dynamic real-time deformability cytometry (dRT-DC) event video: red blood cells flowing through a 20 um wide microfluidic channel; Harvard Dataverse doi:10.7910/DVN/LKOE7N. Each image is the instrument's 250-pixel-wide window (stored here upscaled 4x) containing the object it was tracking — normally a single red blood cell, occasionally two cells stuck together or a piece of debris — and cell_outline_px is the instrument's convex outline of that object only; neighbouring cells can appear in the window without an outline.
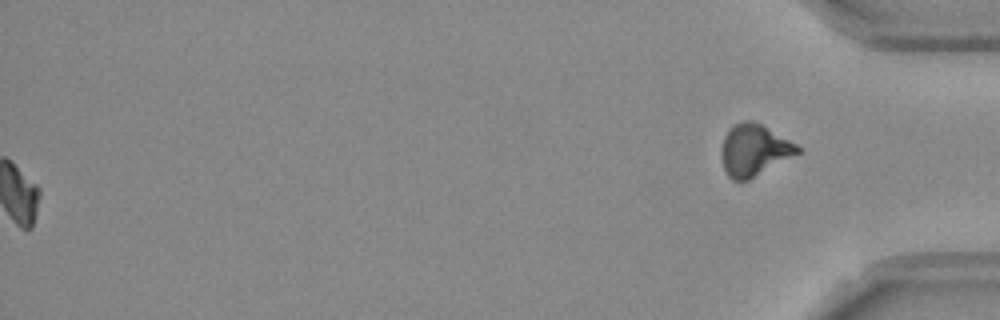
{"species": "Egyptian fruit bat (a non-hibernating species)", "species_latin": "Rousettus aegyptiacus", "temperature_condition": "room temperature", "stored_images_in_passage": 54, "segment_of_instrument_passage": [2, 2], "camera_frame_rate_fps": 3000, "um_per_image_px": 0.085, "frame": {"image": 1, "passage_image": 54, "time_ms": 17.667, "image_size_px": [1000, 320], "cell_outline_px": [[804, 148], [800, 152], [748, 180], [732, 180], [728, 176], [724, 168], [724, 136], [728, 128], [732, 124], [740, 120], [752, 120], [760, 124]], "centroid_in_image_um": [64.12, 12.73], "position_along_channel_um": 371.1, "area_um2": 22.43}}